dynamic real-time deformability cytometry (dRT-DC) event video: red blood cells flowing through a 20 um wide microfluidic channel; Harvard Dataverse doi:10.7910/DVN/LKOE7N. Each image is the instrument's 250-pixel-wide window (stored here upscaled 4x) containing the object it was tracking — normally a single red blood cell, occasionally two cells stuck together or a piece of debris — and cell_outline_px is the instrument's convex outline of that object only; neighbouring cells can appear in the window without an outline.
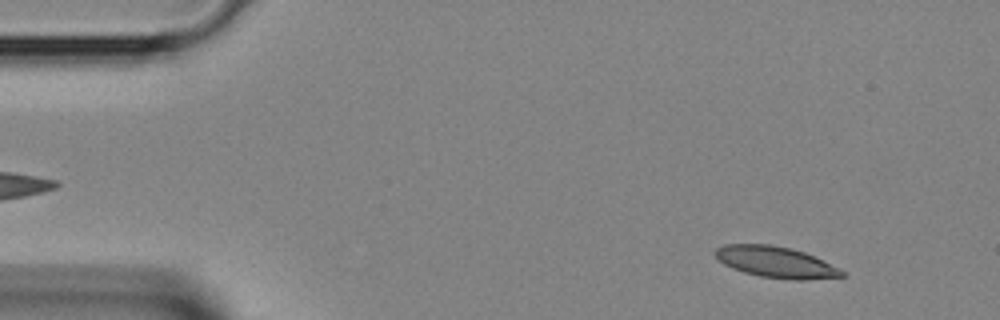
{"species": "Egyptian fruit bat (a non-hibernating species)", "species_latin": "Rousettus aegyptiacus", "temperature_condition": "room temperature", "stored_images_in_passage": 2, "camera_frame_rate_fps": 3000, "um_per_image_px": 0.085, "animal": {"sex": "female"}, "frame": {"image": 1, "passage_image": 1, "time_ms": 0.0, "image_size_px": [1000, 320], "cell_outline_px": [[844, 276], [804, 280], [792, 280], [760, 276], [744, 272], [732, 268], [724, 264], [716, 256], [716, 248], [724, 244], [768, 244], [792, 248], [804, 252], [840, 268], [844, 272]], "centroid_in_image_um": [65.95, 22.27], "position_along_channel_um": 19.1, "area_um2": 22.83}}